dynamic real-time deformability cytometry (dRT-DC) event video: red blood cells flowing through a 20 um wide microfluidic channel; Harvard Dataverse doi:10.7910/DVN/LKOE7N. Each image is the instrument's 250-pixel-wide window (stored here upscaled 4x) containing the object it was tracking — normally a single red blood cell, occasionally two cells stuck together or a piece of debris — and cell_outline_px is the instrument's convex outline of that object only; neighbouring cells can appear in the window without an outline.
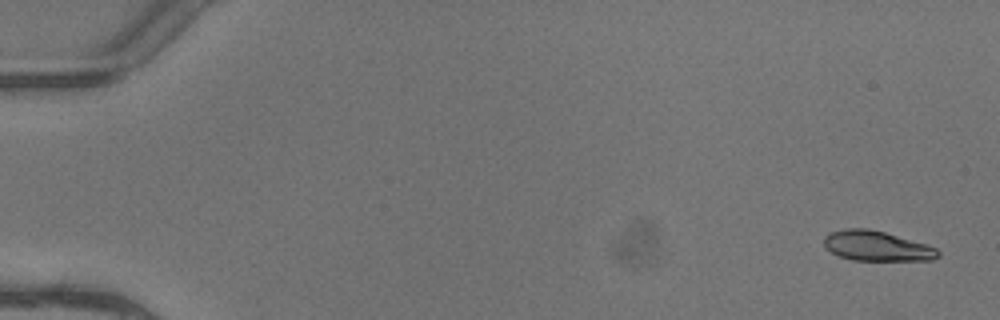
{"species": "common noctule bat (a hibernating species)", "species_latin": "Nyctalus noctula", "temperature_condition": "warm", "stored_images_in_passage": 6, "camera_frame_rate_fps": 3000, "um_per_image_px": 0.085, "animal": {"sex": "female"}, "frame": {"image": 1, "passage_image": 1, "time_ms": 0.0, "image_size_px": [1000, 320], "cell_outline_px": [[940, 256], [932, 260], [852, 260], [840, 256], [824, 248], [824, 236], [832, 232], [844, 228], [868, 228], [884, 232], [924, 244], [936, 248], [940, 252]], "centroid_in_image_um": [74.49, 20.91], "position_along_channel_um": 10.5, "area_um2": 19.77}}
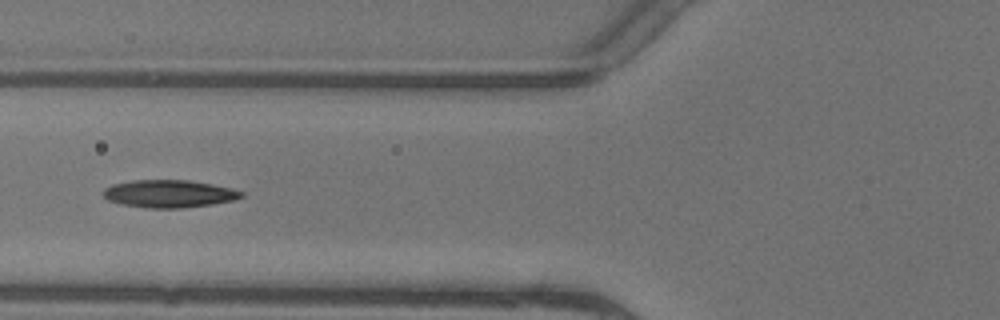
{"frame": {"image": 2, "passage_image": 5, "time_ms": 1.333, "image_size_px": [1000, 320], "cell_outline_px": [[244, 196], [236, 200], [212, 204], [184, 208], [144, 208], [120, 204], [108, 200], [104, 196], [104, 188], [112, 184], [132, 180], [188, 180], [212, 184], [232, 188], [244, 192]], "centroid_in_image_um": [14.39, 16.47], "position_along_channel_um": 111.4, "area_um2": 22.43}}
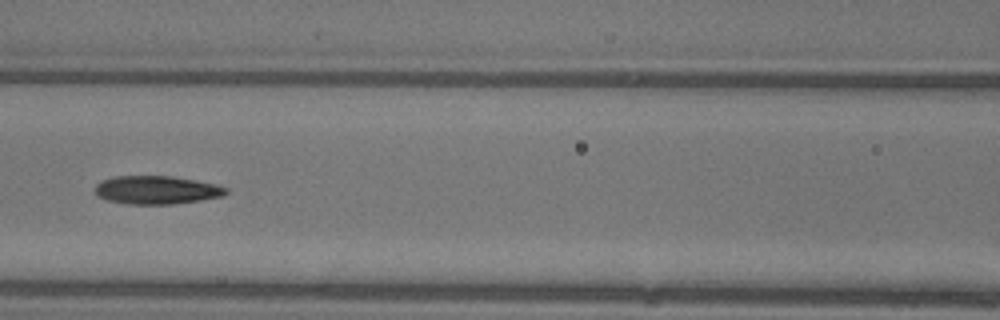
{"frame": {"image": 3, "passage_image": 6, "time_ms": 1.667, "image_size_px": [1000, 320], "cell_outline_px": [[228, 192], [224, 196], [200, 200], [172, 204], [128, 204], [108, 200], [96, 196], [96, 184], [100, 180], [112, 176], [172, 176], [196, 180], [216, 184], [228, 188]], "centroid_in_image_um": [13.31, 16.14], "position_along_channel_um": 153.3, "area_um2": 21.73}}